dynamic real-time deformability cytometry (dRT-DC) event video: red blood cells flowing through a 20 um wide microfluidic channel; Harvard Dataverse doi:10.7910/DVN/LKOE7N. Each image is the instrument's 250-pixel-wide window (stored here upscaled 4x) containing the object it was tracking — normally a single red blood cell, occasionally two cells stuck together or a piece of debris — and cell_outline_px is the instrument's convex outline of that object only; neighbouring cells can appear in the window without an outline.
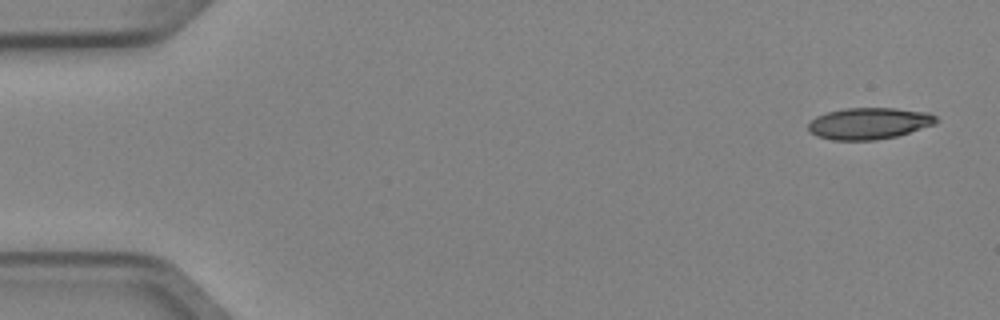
{"species": "Egyptian fruit bat (a non-hibernating species)", "species_latin": "Rousettus aegyptiacus", "temperature_condition": "cold", "stored_images_in_passage": 4, "camera_frame_rate_fps": 3000, "um_per_image_px": 0.085, "animal": {"sex": "female"}, "frame": {"image": 1, "passage_image": 1, "time_ms": 0.0, "image_size_px": [1000, 320], "cell_outline_px": [[940, 120], [936, 124], [896, 136], [876, 140], [832, 140], [816, 136], [808, 128], [808, 124], [816, 116], [828, 112], [844, 108], [896, 108], [928, 112], [936, 116]], "centroid_in_image_um": [73.9, 10.48], "position_along_channel_um": 11.1, "area_um2": 23.58}}